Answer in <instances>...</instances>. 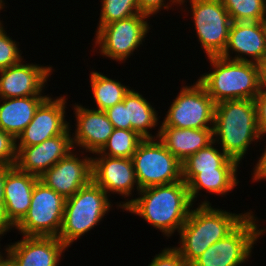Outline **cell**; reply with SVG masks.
Returning a JSON list of instances; mask_svg holds the SVG:
<instances>
[{
    "label": "cell",
    "mask_w": 266,
    "mask_h": 266,
    "mask_svg": "<svg viewBox=\"0 0 266 266\" xmlns=\"http://www.w3.org/2000/svg\"><path fill=\"white\" fill-rule=\"evenodd\" d=\"M150 17L139 13L127 19L111 22L102 26L95 33L94 47L102 57L113 61L126 62L130 56L143 45L147 33L151 29Z\"/></svg>",
    "instance_id": "cell-8"
},
{
    "label": "cell",
    "mask_w": 266,
    "mask_h": 266,
    "mask_svg": "<svg viewBox=\"0 0 266 266\" xmlns=\"http://www.w3.org/2000/svg\"><path fill=\"white\" fill-rule=\"evenodd\" d=\"M75 150L39 177L41 182L65 199L72 197L79 189L92 181V156L88 154L85 156L80 150L78 152L81 154H79L77 151L74 152Z\"/></svg>",
    "instance_id": "cell-14"
},
{
    "label": "cell",
    "mask_w": 266,
    "mask_h": 266,
    "mask_svg": "<svg viewBox=\"0 0 266 266\" xmlns=\"http://www.w3.org/2000/svg\"><path fill=\"white\" fill-rule=\"evenodd\" d=\"M71 133L69 130L40 144L29 147H16L17 161L15 166L20 171L39 178L60 159L74 150Z\"/></svg>",
    "instance_id": "cell-16"
},
{
    "label": "cell",
    "mask_w": 266,
    "mask_h": 266,
    "mask_svg": "<svg viewBox=\"0 0 266 266\" xmlns=\"http://www.w3.org/2000/svg\"><path fill=\"white\" fill-rule=\"evenodd\" d=\"M159 127L204 129L214 127L215 103L198 82L181 86ZM210 124V125H209Z\"/></svg>",
    "instance_id": "cell-11"
},
{
    "label": "cell",
    "mask_w": 266,
    "mask_h": 266,
    "mask_svg": "<svg viewBox=\"0 0 266 266\" xmlns=\"http://www.w3.org/2000/svg\"><path fill=\"white\" fill-rule=\"evenodd\" d=\"M232 22L264 21V0H221Z\"/></svg>",
    "instance_id": "cell-28"
},
{
    "label": "cell",
    "mask_w": 266,
    "mask_h": 266,
    "mask_svg": "<svg viewBox=\"0 0 266 266\" xmlns=\"http://www.w3.org/2000/svg\"><path fill=\"white\" fill-rule=\"evenodd\" d=\"M15 226L7 218L4 203H0V234L6 235Z\"/></svg>",
    "instance_id": "cell-37"
},
{
    "label": "cell",
    "mask_w": 266,
    "mask_h": 266,
    "mask_svg": "<svg viewBox=\"0 0 266 266\" xmlns=\"http://www.w3.org/2000/svg\"><path fill=\"white\" fill-rule=\"evenodd\" d=\"M213 137L219 148L240 164L249 145L258 144L264 138L258 130L254 100H227L215 104Z\"/></svg>",
    "instance_id": "cell-3"
},
{
    "label": "cell",
    "mask_w": 266,
    "mask_h": 266,
    "mask_svg": "<svg viewBox=\"0 0 266 266\" xmlns=\"http://www.w3.org/2000/svg\"><path fill=\"white\" fill-rule=\"evenodd\" d=\"M264 151L262 155L258 158V161L255 167L253 168L252 176V182H258V181H266V146H264Z\"/></svg>",
    "instance_id": "cell-36"
},
{
    "label": "cell",
    "mask_w": 266,
    "mask_h": 266,
    "mask_svg": "<svg viewBox=\"0 0 266 266\" xmlns=\"http://www.w3.org/2000/svg\"><path fill=\"white\" fill-rule=\"evenodd\" d=\"M38 177L13 166L6 174L4 206L7 218L16 226L28 213Z\"/></svg>",
    "instance_id": "cell-20"
},
{
    "label": "cell",
    "mask_w": 266,
    "mask_h": 266,
    "mask_svg": "<svg viewBox=\"0 0 266 266\" xmlns=\"http://www.w3.org/2000/svg\"><path fill=\"white\" fill-rule=\"evenodd\" d=\"M191 6L190 14L198 41L207 57L221 56L227 46L232 19L221 0H181Z\"/></svg>",
    "instance_id": "cell-9"
},
{
    "label": "cell",
    "mask_w": 266,
    "mask_h": 266,
    "mask_svg": "<svg viewBox=\"0 0 266 266\" xmlns=\"http://www.w3.org/2000/svg\"><path fill=\"white\" fill-rule=\"evenodd\" d=\"M253 211L225 238L210 245L190 266H242L251 258L254 244L265 235Z\"/></svg>",
    "instance_id": "cell-6"
},
{
    "label": "cell",
    "mask_w": 266,
    "mask_h": 266,
    "mask_svg": "<svg viewBox=\"0 0 266 266\" xmlns=\"http://www.w3.org/2000/svg\"><path fill=\"white\" fill-rule=\"evenodd\" d=\"M264 5H265V15H264V21L266 22V0H264Z\"/></svg>",
    "instance_id": "cell-43"
},
{
    "label": "cell",
    "mask_w": 266,
    "mask_h": 266,
    "mask_svg": "<svg viewBox=\"0 0 266 266\" xmlns=\"http://www.w3.org/2000/svg\"><path fill=\"white\" fill-rule=\"evenodd\" d=\"M260 90L266 91V59L259 63Z\"/></svg>",
    "instance_id": "cell-39"
},
{
    "label": "cell",
    "mask_w": 266,
    "mask_h": 266,
    "mask_svg": "<svg viewBox=\"0 0 266 266\" xmlns=\"http://www.w3.org/2000/svg\"><path fill=\"white\" fill-rule=\"evenodd\" d=\"M203 199L198 206L191 208L189 216L179 230V251L186 264L190 266L210 245L225 238L249 214L232 213L225 209L214 208L211 203ZM194 208V209H193Z\"/></svg>",
    "instance_id": "cell-2"
},
{
    "label": "cell",
    "mask_w": 266,
    "mask_h": 266,
    "mask_svg": "<svg viewBox=\"0 0 266 266\" xmlns=\"http://www.w3.org/2000/svg\"><path fill=\"white\" fill-rule=\"evenodd\" d=\"M148 266H188L175 247H165Z\"/></svg>",
    "instance_id": "cell-32"
},
{
    "label": "cell",
    "mask_w": 266,
    "mask_h": 266,
    "mask_svg": "<svg viewBox=\"0 0 266 266\" xmlns=\"http://www.w3.org/2000/svg\"><path fill=\"white\" fill-rule=\"evenodd\" d=\"M123 102L127 106V123H131V130L143 139L158 138L160 128H158V131L156 130L155 135L150 132L152 129H156V126L158 127V123H160L158 111L151 105V102L135 89H130Z\"/></svg>",
    "instance_id": "cell-23"
},
{
    "label": "cell",
    "mask_w": 266,
    "mask_h": 266,
    "mask_svg": "<svg viewBox=\"0 0 266 266\" xmlns=\"http://www.w3.org/2000/svg\"><path fill=\"white\" fill-rule=\"evenodd\" d=\"M216 145L217 143L213 141L182 162V180L186 184L200 172L239 168L240 164L229 158Z\"/></svg>",
    "instance_id": "cell-24"
},
{
    "label": "cell",
    "mask_w": 266,
    "mask_h": 266,
    "mask_svg": "<svg viewBox=\"0 0 266 266\" xmlns=\"http://www.w3.org/2000/svg\"><path fill=\"white\" fill-rule=\"evenodd\" d=\"M238 169H216V171L200 172L196 174L188 183L189 196L194 204L200 191L212 193L225 197L239 184ZM225 195V196H223Z\"/></svg>",
    "instance_id": "cell-25"
},
{
    "label": "cell",
    "mask_w": 266,
    "mask_h": 266,
    "mask_svg": "<svg viewBox=\"0 0 266 266\" xmlns=\"http://www.w3.org/2000/svg\"><path fill=\"white\" fill-rule=\"evenodd\" d=\"M2 236H4L3 234H0V241H1V237ZM5 247V249H3V250H5V253L3 254V253H1L0 252V260H2L5 256H7V255H5V254H7L6 252H7V246H4ZM0 249H1V246H0Z\"/></svg>",
    "instance_id": "cell-41"
},
{
    "label": "cell",
    "mask_w": 266,
    "mask_h": 266,
    "mask_svg": "<svg viewBox=\"0 0 266 266\" xmlns=\"http://www.w3.org/2000/svg\"><path fill=\"white\" fill-rule=\"evenodd\" d=\"M104 112L114 128L131 130V123H127V106H125L123 101L106 109Z\"/></svg>",
    "instance_id": "cell-34"
},
{
    "label": "cell",
    "mask_w": 266,
    "mask_h": 266,
    "mask_svg": "<svg viewBox=\"0 0 266 266\" xmlns=\"http://www.w3.org/2000/svg\"><path fill=\"white\" fill-rule=\"evenodd\" d=\"M76 118L75 130L72 132L74 149L79 147L84 152L97 153L108 141L114 127L104 111L86 108L81 104L73 106Z\"/></svg>",
    "instance_id": "cell-19"
},
{
    "label": "cell",
    "mask_w": 266,
    "mask_h": 266,
    "mask_svg": "<svg viewBox=\"0 0 266 266\" xmlns=\"http://www.w3.org/2000/svg\"><path fill=\"white\" fill-rule=\"evenodd\" d=\"M47 97L0 98V103H2L0 105V129L16 140L32 121L37 108Z\"/></svg>",
    "instance_id": "cell-22"
},
{
    "label": "cell",
    "mask_w": 266,
    "mask_h": 266,
    "mask_svg": "<svg viewBox=\"0 0 266 266\" xmlns=\"http://www.w3.org/2000/svg\"><path fill=\"white\" fill-rule=\"evenodd\" d=\"M67 96H48L37 108L32 121L16 139V147L40 144L69 130L73 131L66 118Z\"/></svg>",
    "instance_id": "cell-13"
},
{
    "label": "cell",
    "mask_w": 266,
    "mask_h": 266,
    "mask_svg": "<svg viewBox=\"0 0 266 266\" xmlns=\"http://www.w3.org/2000/svg\"><path fill=\"white\" fill-rule=\"evenodd\" d=\"M138 196L129 200L123 212L142 217L168 238L179 233L194 205L183 180L140 189Z\"/></svg>",
    "instance_id": "cell-1"
},
{
    "label": "cell",
    "mask_w": 266,
    "mask_h": 266,
    "mask_svg": "<svg viewBox=\"0 0 266 266\" xmlns=\"http://www.w3.org/2000/svg\"><path fill=\"white\" fill-rule=\"evenodd\" d=\"M92 181L101 187L108 196L118 194L122 198L124 197L125 202L116 203L117 208L122 210L131 199L127 197H133L132 194L135 189H137V194L140 191L131 158L92 156Z\"/></svg>",
    "instance_id": "cell-12"
},
{
    "label": "cell",
    "mask_w": 266,
    "mask_h": 266,
    "mask_svg": "<svg viewBox=\"0 0 266 266\" xmlns=\"http://www.w3.org/2000/svg\"><path fill=\"white\" fill-rule=\"evenodd\" d=\"M101 4L96 32L104 25L127 19L140 13L137 0H101Z\"/></svg>",
    "instance_id": "cell-29"
},
{
    "label": "cell",
    "mask_w": 266,
    "mask_h": 266,
    "mask_svg": "<svg viewBox=\"0 0 266 266\" xmlns=\"http://www.w3.org/2000/svg\"><path fill=\"white\" fill-rule=\"evenodd\" d=\"M91 92L96 103V110L105 111L106 109L120 103L131 87L121 84V82L105 76L101 72L92 71L89 74Z\"/></svg>",
    "instance_id": "cell-26"
},
{
    "label": "cell",
    "mask_w": 266,
    "mask_h": 266,
    "mask_svg": "<svg viewBox=\"0 0 266 266\" xmlns=\"http://www.w3.org/2000/svg\"><path fill=\"white\" fill-rule=\"evenodd\" d=\"M3 22L0 23V70L19 63L22 59V52L19 42L7 35Z\"/></svg>",
    "instance_id": "cell-30"
},
{
    "label": "cell",
    "mask_w": 266,
    "mask_h": 266,
    "mask_svg": "<svg viewBox=\"0 0 266 266\" xmlns=\"http://www.w3.org/2000/svg\"><path fill=\"white\" fill-rule=\"evenodd\" d=\"M140 189L182 181V163L158 139H143L132 156Z\"/></svg>",
    "instance_id": "cell-7"
},
{
    "label": "cell",
    "mask_w": 266,
    "mask_h": 266,
    "mask_svg": "<svg viewBox=\"0 0 266 266\" xmlns=\"http://www.w3.org/2000/svg\"><path fill=\"white\" fill-rule=\"evenodd\" d=\"M16 161V140L0 129V165L15 166Z\"/></svg>",
    "instance_id": "cell-31"
},
{
    "label": "cell",
    "mask_w": 266,
    "mask_h": 266,
    "mask_svg": "<svg viewBox=\"0 0 266 266\" xmlns=\"http://www.w3.org/2000/svg\"><path fill=\"white\" fill-rule=\"evenodd\" d=\"M67 247L58 237L23 236L7 246L13 266H58Z\"/></svg>",
    "instance_id": "cell-17"
},
{
    "label": "cell",
    "mask_w": 266,
    "mask_h": 266,
    "mask_svg": "<svg viewBox=\"0 0 266 266\" xmlns=\"http://www.w3.org/2000/svg\"><path fill=\"white\" fill-rule=\"evenodd\" d=\"M158 139L182 163L190 155L214 141L213 128L182 129L159 127Z\"/></svg>",
    "instance_id": "cell-21"
},
{
    "label": "cell",
    "mask_w": 266,
    "mask_h": 266,
    "mask_svg": "<svg viewBox=\"0 0 266 266\" xmlns=\"http://www.w3.org/2000/svg\"><path fill=\"white\" fill-rule=\"evenodd\" d=\"M111 203L107 193L93 181L66 199L58 238L67 249L81 236L100 225L112 210Z\"/></svg>",
    "instance_id": "cell-5"
},
{
    "label": "cell",
    "mask_w": 266,
    "mask_h": 266,
    "mask_svg": "<svg viewBox=\"0 0 266 266\" xmlns=\"http://www.w3.org/2000/svg\"><path fill=\"white\" fill-rule=\"evenodd\" d=\"M256 106L257 126L261 136L266 135V91L260 90L254 98Z\"/></svg>",
    "instance_id": "cell-35"
},
{
    "label": "cell",
    "mask_w": 266,
    "mask_h": 266,
    "mask_svg": "<svg viewBox=\"0 0 266 266\" xmlns=\"http://www.w3.org/2000/svg\"><path fill=\"white\" fill-rule=\"evenodd\" d=\"M169 1L170 2H168V0H137V4L139 7V12L150 17L160 13L159 11L161 10L166 9V11H168L169 9H172L173 5L180 7L181 0Z\"/></svg>",
    "instance_id": "cell-33"
},
{
    "label": "cell",
    "mask_w": 266,
    "mask_h": 266,
    "mask_svg": "<svg viewBox=\"0 0 266 266\" xmlns=\"http://www.w3.org/2000/svg\"><path fill=\"white\" fill-rule=\"evenodd\" d=\"M221 56L243 62H263L266 59V22H232Z\"/></svg>",
    "instance_id": "cell-18"
},
{
    "label": "cell",
    "mask_w": 266,
    "mask_h": 266,
    "mask_svg": "<svg viewBox=\"0 0 266 266\" xmlns=\"http://www.w3.org/2000/svg\"><path fill=\"white\" fill-rule=\"evenodd\" d=\"M0 266H13L9 257L5 256L2 260H0Z\"/></svg>",
    "instance_id": "cell-40"
},
{
    "label": "cell",
    "mask_w": 266,
    "mask_h": 266,
    "mask_svg": "<svg viewBox=\"0 0 266 266\" xmlns=\"http://www.w3.org/2000/svg\"><path fill=\"white\" fill-rule=\"evenodd\" d=\"M211 72L200 75L198 82L217 104L227 100L252 99L260 92L259 65L222 56L207 57Z\"/></svg>",
    "instance_id": "cell-4"
},
{
    "label": "cell",
    "mask_w": 266,
    "mask_h": 266,
    "mask_svg": "<svg viewBox=\"0 0 266 266\" xmlns=\"http://www.w3.org/2000/svg\"><path fill=\"white\" fill-rule=\"evenodd\" d=\"M25 64H24V63ZM53 66L26 63L23 59L8 68L0 70V98L27 96H49L44 92ZM53 70V71H52ZM44 94V95H43Z\"/></svg>",
    "instance_id": "cell-15"
},
{
    "label": "cell",
    "mask_w": 266,
    "mask_h": 266,
    "mask_svg": "<svg viewBox=\"0 0 266 266\" xmlns=\"http://www.w3.org/2000/svg\"><path fill=\"white\" fill-rule=\"evenodd\" d=\"M142 140L143 138L133 130L114 128L103 148L93 155L132 158Z\"/></svg>",
    "instance_id": "cell-27"
},
{
    "label": "cell",
    "mask_w": 266,
    "mask_h": 266,
    "mask_svg": "<svg viewBox=\"0 0 266 266\" xmlns=\"http://www.w3.org/2000/svg\"><path fill=\"white\" fill-rule=\"evenodd\" d=\"M4 7H5V1H4V0H0V12H1V10L4 9ZM2 22H3V21L0 20V23H2Z\"/></svg>",
    "instance_id": "cell-42"
},
{
    "label": "cell",
    "mask_w": 266,
    "mask_h": 266,
    "mask_svg": "<svg viewBox=\"0 0 266 266\" xmlns=\"http://www.w3.org/2000/svg\"><path fill=\"white\" fill-rule=\"evenodd\" d=\"M66 199L38 180L28 213L15 226L23 236L58 237Z\"/></svg>",
    "instance_id": "cell-10"
},
{
    "label": "cell",
    "mask_w": 266,
    "mask_h": 266,
    "mask_svg": "<svg viewBox=\"0 0 266 266\" xmlns=\"http://www.w3.org/2000/svg\"><path fill=\"white\" fill-rule=\"evenodd\" d=\"M13 166L0 165V203H4V186L7 172Z\"/></svg>",
    "instance_id": "cell-38"
}]
</instances>
